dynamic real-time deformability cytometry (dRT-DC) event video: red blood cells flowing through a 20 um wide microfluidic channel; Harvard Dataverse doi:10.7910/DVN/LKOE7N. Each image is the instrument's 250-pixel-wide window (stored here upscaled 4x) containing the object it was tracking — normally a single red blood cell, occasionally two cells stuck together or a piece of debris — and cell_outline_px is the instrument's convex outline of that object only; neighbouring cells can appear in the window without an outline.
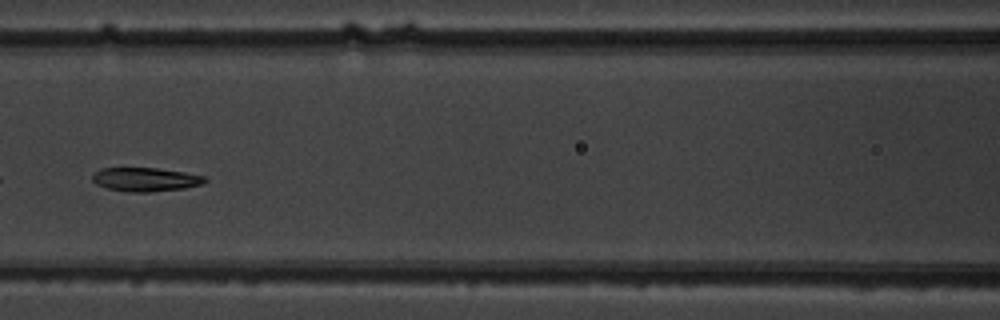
{"species": "common noctule bat (a hibernating species)", "species_latin": "Nyctalus noctula", "temperature_condition": "warm", "stored_images_in_passage": 6, "camera_frame_rate_fps": 3000, "um_per_image_px": 0.085, "animal": {"sex": "male", "body_mass_g": 19.5, "forearm_length_mm": 54.6}, "frame": {"image": 1, "passage_image": 6, "time_ms": 6.333, "image_size_px": [1000, 320], "cell_outline_px": [[208, 180], [204, 184], [184, 188], [152, 192], [128, 192], [108, 188], [96, 184], [92, 180], [92, 176], [100, 168], [156, 168], [184, 172], [204, 176]], "centroid_in_image_um": [12.39, 15.26], "position_along_channel_um": 154.2, "area_um2": 15.61}}